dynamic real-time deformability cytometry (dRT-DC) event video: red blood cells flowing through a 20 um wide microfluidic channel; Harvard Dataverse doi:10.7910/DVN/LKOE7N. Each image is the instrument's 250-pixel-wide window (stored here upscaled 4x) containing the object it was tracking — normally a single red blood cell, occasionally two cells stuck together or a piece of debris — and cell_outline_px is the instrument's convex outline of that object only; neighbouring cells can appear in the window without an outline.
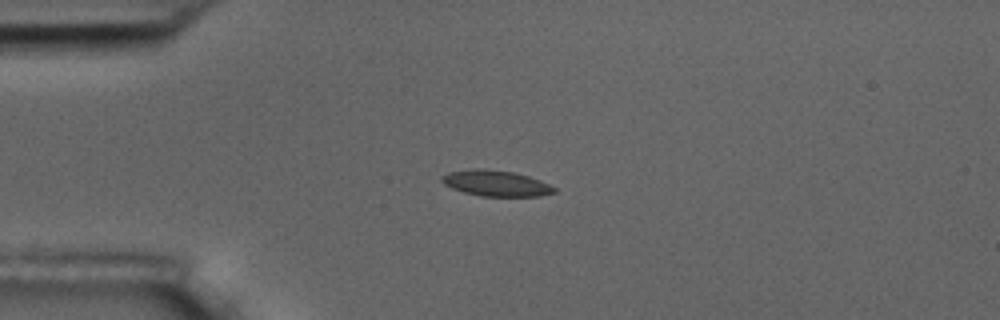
{"species": "common noctule bat (a hibernating species)", "species_latin": "Nyctalus noctula", "temperature_condition": "room temperature", "stored_images_in_passage": 9, "camera_frame_rate_fps": 3000, "um_per_image_px": 0.085, "animal": {"sex": "male", "body_mass_g": 17.5, "forearm_length_mm": 52.3}, "frame": {"image": 1, "passage_image": 3, "time_ms": 2.333, "image_size_px": [1000, 320], "cell_outline_px": [[556, 192], [540, 196], [480, 196], [464, 192], [452, 188], [444, 184], [440, 180], [440, 176], [448, 172], [476, 168], [480, 168], [512, 172], [528, 176], [540, 180], [556, 188]], "centroid_in_image_um": [42.13, 15.58], "position_along_channel_um": 42.9, "area_um2": 16.88}}
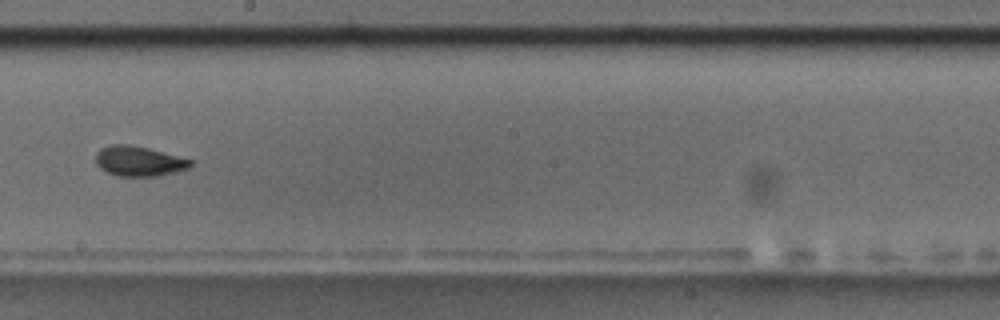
{"frame": {"image": 2, "passage_image": 8, "time_ms": 8.333, "image_size_px": [1000, 320], "cell_outline_px": [[196, 160], [188, 168], [176, 172], [156, 176], [116, 176], [100, 168], [96, 164], [96, 152], [100, 148], [112, 144], [128, 144], [148, 148]], "centroid_in_image_um": [11.83, 13.69], "position_along_channel_um": 236.4, "area_um2": 16.76}}
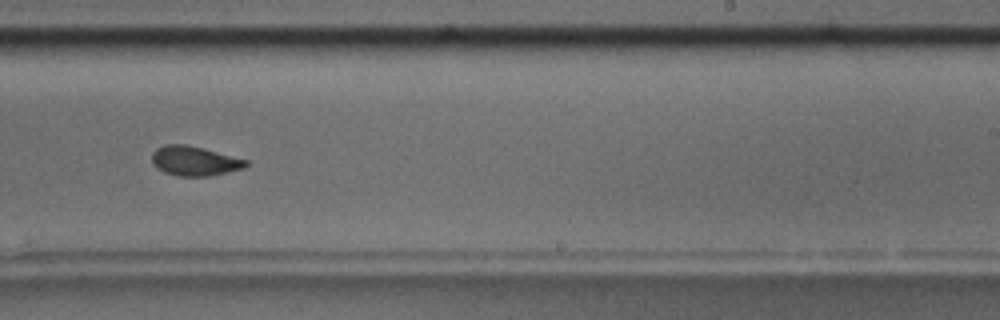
{"frame": {"image": 3, "passage_image": 9, "time_ms": 9.333, "image_size_px": [1000, 320], "cell_outline_px": [[248, 164], [244, 168], [212, 176], [176, 176], [164, 172], [156, 168], [152, 164], [152, 152], [156, 148], [164, 144], [188, 144], [204, 148], [248, 160]], "centroid_in_image_um": [16.51, 13.68], "position_along_channel_um": 272.5, "area_um2": 16.47}}